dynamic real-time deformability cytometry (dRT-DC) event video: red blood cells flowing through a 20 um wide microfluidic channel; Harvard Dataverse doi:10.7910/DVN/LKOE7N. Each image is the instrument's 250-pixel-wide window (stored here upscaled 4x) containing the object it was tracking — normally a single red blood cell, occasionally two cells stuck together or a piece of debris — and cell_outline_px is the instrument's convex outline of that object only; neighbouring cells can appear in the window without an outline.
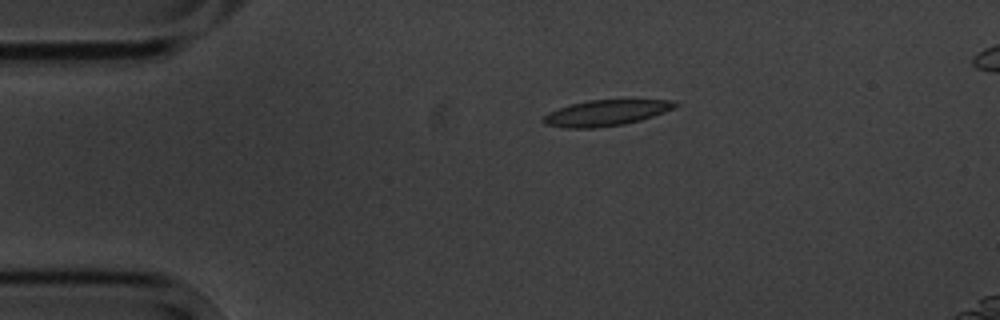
{"species": "common noctule bat (a hibernating species)", "species_latin": "Nyctalus noctula", "temperature_condition": "cold", "stored_images_in_passage": 3, "camera_frame_rate_fps": 3000, "um_per_image_px": 0.085, "animal": {"sex": "male", "body_mass_g": 20.1, "forearm_length_mm": 53.5}, "frame": {"image": 1, "passage_image": 1, "time_ms": 0.0, "image_size_px": [1000, 320], "cell_outline_px": [[680, 104], [676, 108], [640, 120], [624, 124], [596, 128], [564, 128], [544, 124], [540, 120], [548, 112], [572, 104], [588, 100], [672, 100]], "centroid_in_image_um": [51.49, 9.6], "position_along_channel_um": 33.5, "area_um2": 19.83}}